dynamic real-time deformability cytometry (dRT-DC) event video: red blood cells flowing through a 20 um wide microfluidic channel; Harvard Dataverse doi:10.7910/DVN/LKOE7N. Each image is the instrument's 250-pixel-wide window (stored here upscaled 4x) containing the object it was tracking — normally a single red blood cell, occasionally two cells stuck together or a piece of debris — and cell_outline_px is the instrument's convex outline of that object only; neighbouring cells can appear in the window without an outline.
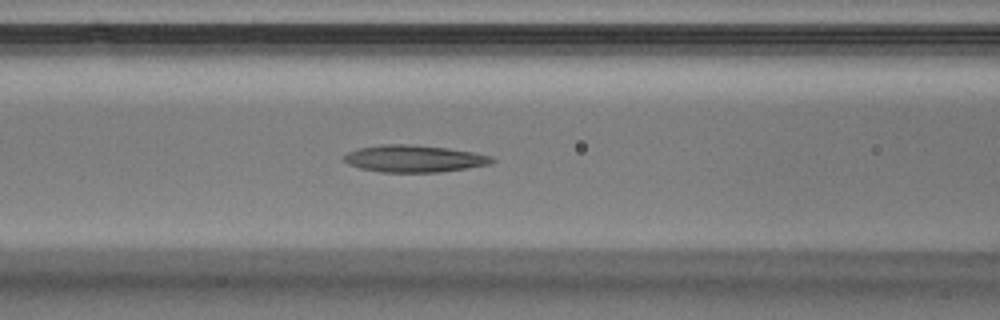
{"species": "Egyptian fruit bat (a non-hibernating species)", "species_latin": "Rousettus aegyptiacus", "temperature_condition": "warm", "stored_images_in_passage": 39, "camera_frame_rate_fps": 3000, "um_per_image_px": 0.085, "animal": {"sex": "male"}, "frame": {"image": 1, "passage_image": 16, "time_ms": 5.0, "image_size_px": [1000, 320], "cell_outline_px": [[496, 160], [488, 164], [440, 172], [380, 172], [360, 168], [348, 164], [340, 160], [348, 152], [360, 148], [380, 144], [416, 144], [448, 148], [476, 152], [492, 156]], "centroid_in_image_um": [35.17, 13.47], "position_along_channel_um": 131.4, "area_um2": 23.47}}
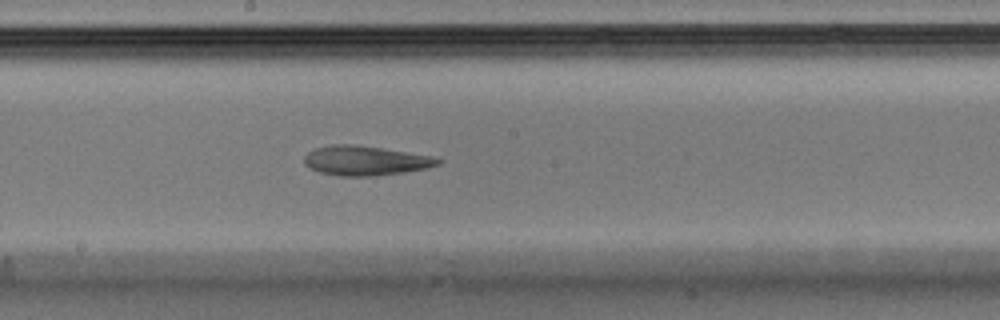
{"frame": {"image": 2, "passage_image": 21, "time_ms": 6.667, "image_size_px": [1000, 320], "cell_outline_px": [[444, 160], [440, 164], [428, 168], [404, 172], [368, 176], [340, 176], [320, 172], [304, 164], [304, 156], [308, 152], [316, 148], [332, 144], [352, 144], [380, 148], [432, 156]], "centroid_in_image_um": [31.07, 13.65], "position_along_channel_um": 217.1, "area_um2": 22.83}}
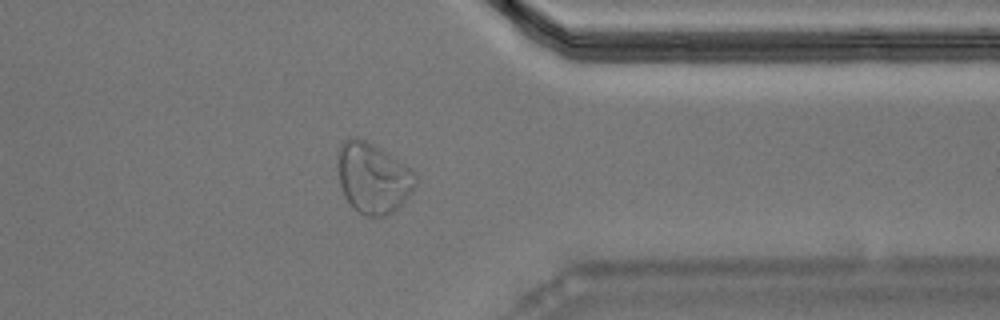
{"frame": {"image": 3, "passage_image": 31, "time_ms": 10.0, "image_size_px": [1000, 320], "cell_outline_px": [[416, 184], [408, 196], [392, 212], [384, 216], [368, 216], [360, 212], [344, 196], [340, 184], [340, 144], [344, 140], [352, 136], [356, 136], [380, 148], [412, 168], [416, 172]], "centroid_in_image_um": [31.75, 15.11], "position_along_channel_um": 379.7, "area_um2": 31.27}}